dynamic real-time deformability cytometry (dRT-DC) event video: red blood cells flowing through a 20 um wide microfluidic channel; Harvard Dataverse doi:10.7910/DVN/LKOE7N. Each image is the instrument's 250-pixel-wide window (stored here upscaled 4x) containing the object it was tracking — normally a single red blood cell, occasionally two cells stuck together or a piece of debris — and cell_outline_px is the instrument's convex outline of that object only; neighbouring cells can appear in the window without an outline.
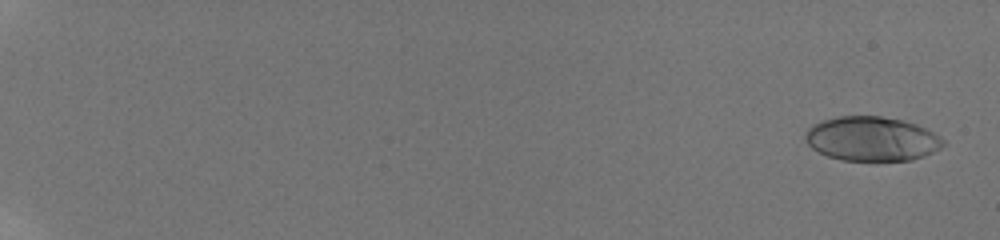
{"species": "human", "species_latin": "Homo sapiens", "temperature_condition": "room temperature", "stored_images_in_passage": 56, "camera_frame_rate_fps": 3000, "um_per_image_px": 0.085, "donor": {"sex": "male"}, "frame": {"image": 1, "passage_image": 4, "time_ms": 0.667, "image_size_px": [1000, 240], "cell_outline_px": [[944, 144], [940, 148], [924, 156], [912, 160], [844, 160], [828, 156], [812, 148], [808, 144], [804, 136], [804, 132], [812, 124], [836, 116], [880, 116], [900, 120], [916, 124], [940, 136], [944, 140]], "centroid_in_image_um": [74.08, 11.79], "position_along_channel_um": 10.9, "area_um2": 35.43}}
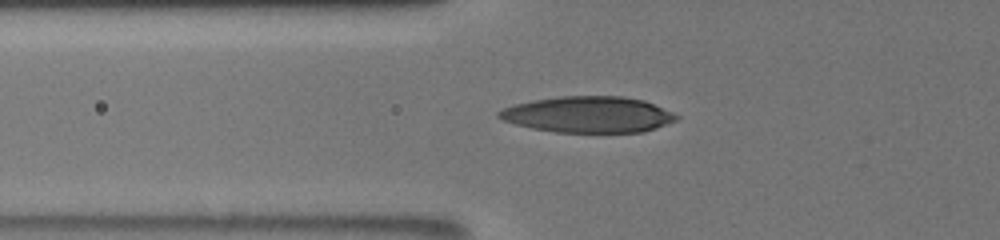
{"frame": {"image": 2, "passage_image": 23, "time_ms": 8.333, "image_size_px": [1000, 240], "cell_outline_px": [[680, 116], [676, 120], [656, 128], [644, 132], [556, 132], [532, 128], [516, 124], [504, 120], [496, 116], [496, 112], [504, 108], [516, 104], [532, 100], [560, 96], [624, 96], [644, 100], [672, 112]], "centroid_in_image_um": [50.01, 9.73], "position_along_channel_um": 75.8, "area_um2": 37.28}}
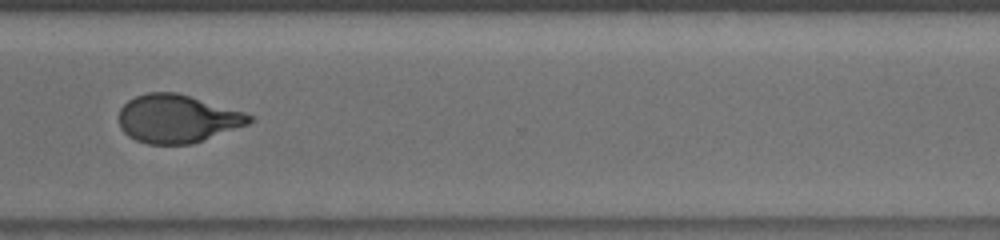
{"frame": {"image": 3, "passage_image": 45, "time_ms": 15.667, "image_size_px": [1000, 240], "cell_outline_px": [[256, 116], [248, 124], [192, 144], [148, 144], [136, 140], [128, 136], [120, 128], [120, 108], [128, 100], [136, 96], [148, 92], [176, 92], [244, 112]], "centroid_in_image_um": [15.06, 10.09], "position_along_channel_um": 355.5, "area_um2": 36.41}, "authors_computed_cell_mechanics": {"area_um2": 36.7897, "velocity_mm_per_s": 3.8761, "shape_relaxation_time_tau1_ms": 4.7563, "shape_relaxation_time_tau2_ms": 1.0349, "deformation_change_tau1": 0.208, "deformation_change_tau2": 0.0712}}